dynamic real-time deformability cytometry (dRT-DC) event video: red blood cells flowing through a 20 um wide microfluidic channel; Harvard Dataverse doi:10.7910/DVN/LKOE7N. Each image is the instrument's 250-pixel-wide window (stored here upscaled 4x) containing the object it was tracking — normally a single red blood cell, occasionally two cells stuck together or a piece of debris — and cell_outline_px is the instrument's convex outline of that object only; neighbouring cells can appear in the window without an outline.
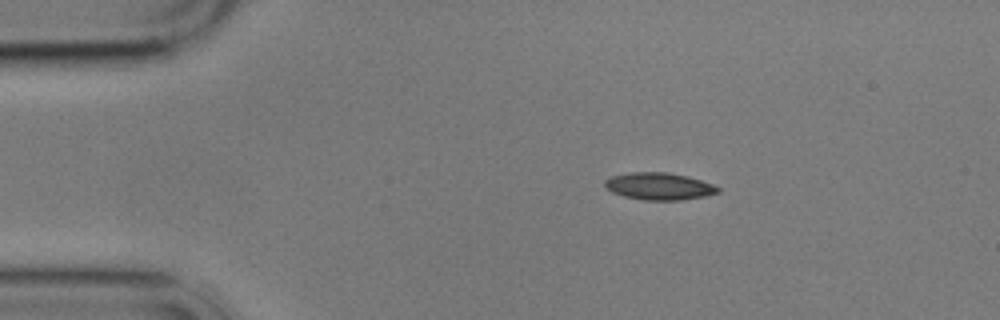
{"species": "common noctule bat (a hibernating species)", "species_latin": "Nyctalus noctula", "temperature_condition": "cold", "stored_images_in_passage": 2, "camera_frame_rate_fps": 3000, "um_per_image_px": 0.085, "animal": {"sex": "male", "body_mass_g": 17.9}, "frame": {"image": 1, "passage_image": 1, "time_ms": 0.0, "image_size_px": [1000, 320], "cell_outline_px": [[720, 192], [704, 196], [680, 200], [644, 200], [624, 196], [612, 192], [604, 188], [604, 180], [612, 176], [632, 172], [668, 172], [688, 176], [712, 184], [720, 188]], "centroid_in_image_um": [56.0, 15.83], "position_along_channel_um": 29.0, "area_um2": 17.92}}